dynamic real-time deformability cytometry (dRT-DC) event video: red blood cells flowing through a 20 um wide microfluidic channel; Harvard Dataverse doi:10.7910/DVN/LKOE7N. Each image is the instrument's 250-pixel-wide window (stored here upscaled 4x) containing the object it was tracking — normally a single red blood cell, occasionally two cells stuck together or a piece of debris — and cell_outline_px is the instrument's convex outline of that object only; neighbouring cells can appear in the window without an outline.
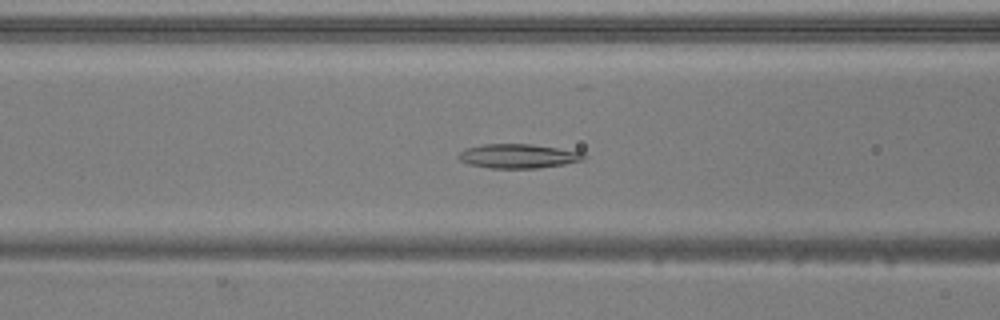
{"species": "common noctule bat (a hibernating species)", "species_latin": "Nyctalus noctula", "temperature_condition": "warm", "stored_images_in_passage": 44, "camera_frame_rate_fps": 3000, "um_per_image_px": 0.085, "animal": {"sex": "male", "body_mass_g": 20.5, "forearm_length_mm": 52.5}, "frame": {"image": 1, "passage_image": 12, "time_ms": 3.667, "image_size_px": [1000, 320], "cell_outline_px": [[588, 156], [584, 160], [564, 164], [540, 168], [488, 168], [468, 164], [460, 160], [456, 156], [464, 148], [484, 144], [532, 144], [584, 152]], "centroid_in_image_um": [44.06, 13.27], "position_along_channel_um": 122.5, "area_um2": 17.92}}
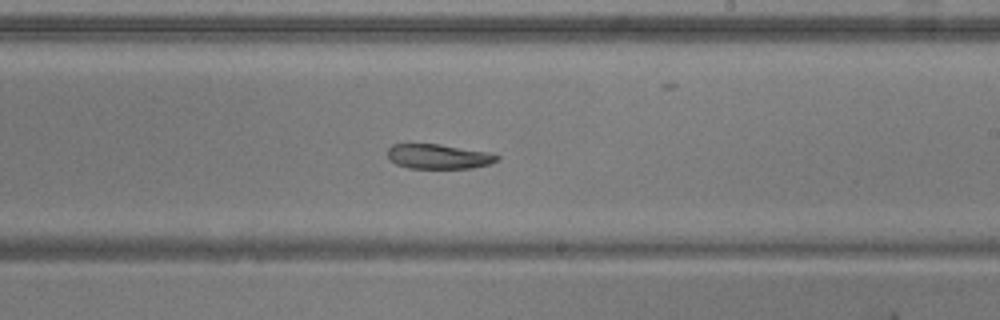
{"frame": {"image": 2, "passage_image": 22, "time_ms": 7.0, "image_size_px": [1000, 320], "cell_outline_px": [[500, 160], [488, 164], [472, 168], [408, 168], [396, 164], [388, 156], [388, 148], [392, 144], [440, 144], [492, 152], [500, 156]], "centroid_in_image_um": [37.33, 13.29], "position_along_channel_um": 251.7, "area_um2": 15.9}}
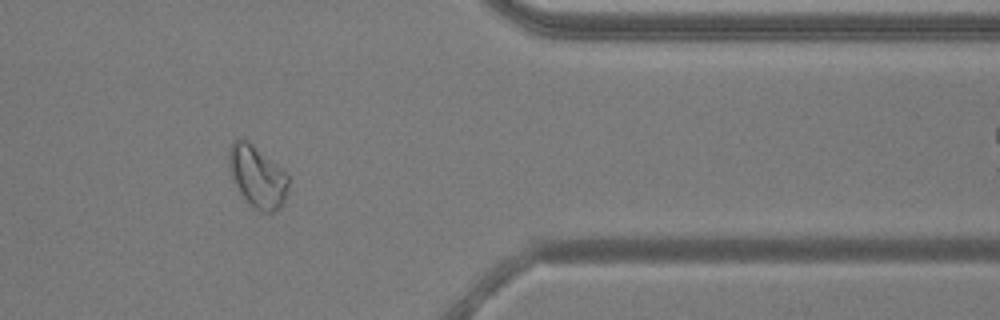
{"frame": {"image": 3, "passage_image": 34, "time_ms": 11.0, "image_size_px": [1000, 320], "cell_outline_px": [[288, 188], [284, 200], [280, 208], [272, 212], [264, 212], [256, 208], [244, 200], [228, 168], [228, 152], [236, 136], [248, 140], [280, 168], [288, 176]], "centroid_in_image_um": [21.84, 14.99], "position_along_channel_um": 389.6, "area_um2": 21.15}}